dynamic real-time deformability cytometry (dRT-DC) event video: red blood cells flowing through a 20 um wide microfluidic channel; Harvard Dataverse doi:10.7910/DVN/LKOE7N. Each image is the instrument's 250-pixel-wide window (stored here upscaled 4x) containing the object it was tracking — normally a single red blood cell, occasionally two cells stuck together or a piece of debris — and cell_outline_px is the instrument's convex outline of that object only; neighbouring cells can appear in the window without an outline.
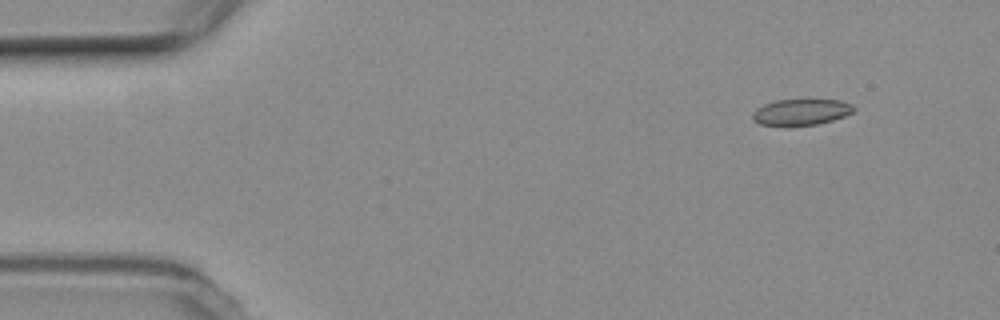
{"species": "common noctule bat (a hibernating species)", "species_latin": "Nyctalus noctula", "temperature_condition": "room temperature", "stored_images_in_passage": 4, "camera_frame_rate_fps": 3000, "um_per_image_px": 0.085, "animal": {"sex": "female", "body_mass_g": 19.3, "forearm_length_mm": 54.1}, "frame": {"image": 1, "passage_image": 1, "time_ms": 0.0, "image_size_px": [1000, 320], "cell_outline_px": [[856, 108], [852, 112], [844, 116], [832, 120], [816, 124], [760, 124], [752, 120], [752, 112], [756, 108], [764, 104], [776, 100], [840, 100], [852, 104]], "centroid_in_image_um": [68.09, 9.5], "position_along_channel_um": 16.9, "area_um2": 15.03}}